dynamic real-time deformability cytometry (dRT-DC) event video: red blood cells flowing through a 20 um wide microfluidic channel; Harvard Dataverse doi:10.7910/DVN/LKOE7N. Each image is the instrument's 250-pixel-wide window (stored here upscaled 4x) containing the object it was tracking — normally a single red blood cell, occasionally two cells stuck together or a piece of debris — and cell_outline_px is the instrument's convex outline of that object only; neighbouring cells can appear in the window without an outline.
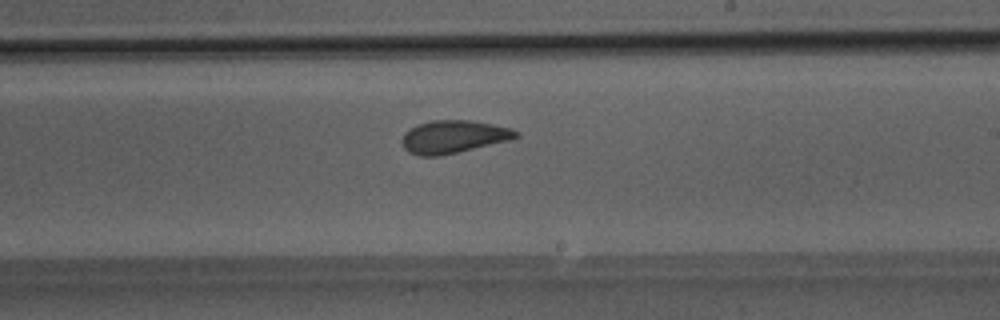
{"species": "Egyptian fruit bat (a non-hibernating species)", "species_latin": "Rousettus aegyptiacus", "temperature_condition": "room temperature", "stored_images_in_passage": 32, "camera_frame_rate_fps": 3000, "um_per_image_px": 0.085, "animal": {"sex": "male"}, "frame": {"image": 1, "passage_image": 19, "time_ms": 6.0, "image_size_px": [1000, 320], "cell_outline_px": [[520, 136], [508, 140], [440, 156], [420, 156], [408, 152], [404, 148], [400, 140], [404, 132], [416, 124], [432, 120], [472, 120], [512, 128], [520, 132]], "centroid_in_image_um": [38.51, 11.61], "position_along_channel_um": 250.5, "area_um2": 21.91}}